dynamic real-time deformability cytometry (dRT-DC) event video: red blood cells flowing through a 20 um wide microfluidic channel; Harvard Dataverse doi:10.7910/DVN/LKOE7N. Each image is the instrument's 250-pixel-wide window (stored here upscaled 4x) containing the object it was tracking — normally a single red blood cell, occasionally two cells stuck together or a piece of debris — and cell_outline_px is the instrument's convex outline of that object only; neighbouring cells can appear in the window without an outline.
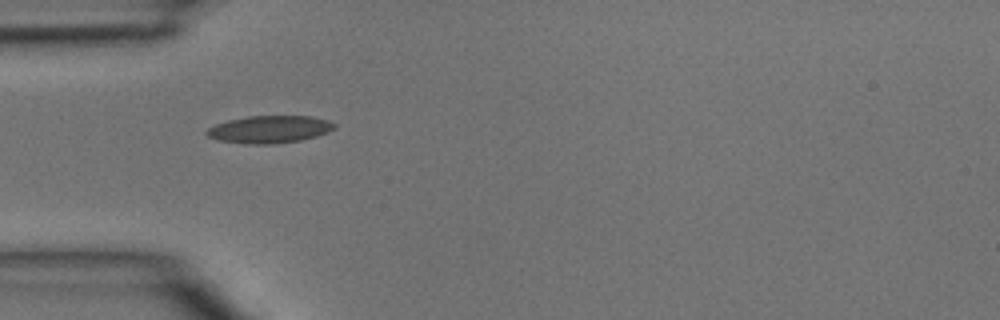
{"species": "common noctule bat (a hibernating species)", "species_latin": "Nyctalus noctula", "temperature_condition": "room temperature", "stored_images_in_passage": 2, "camera_frame_rate_fps": 3000, "um_per_image_px": 0.085, "animal": {"sex": "male", "body_mass_g": 15.6}, "frame": {"image": 1, "passage_image": 1, "time_ms": 0.0, "image_size_px": [1000, 320], "cell_outline_px": [[336, 128], [328, 132], [316, 136], [300, 140], [276, 144], [248, 144], [220, 140], [208, 136], [204, 132], [208, 128], [216, 124], [228, 120], [248, 116], [312, 116], [328, 120], [336, 124]], "centroid_in_image_um": [22.93, 10.99], "position_along_channel_um": 62.1, "area_um2": 20.4}}
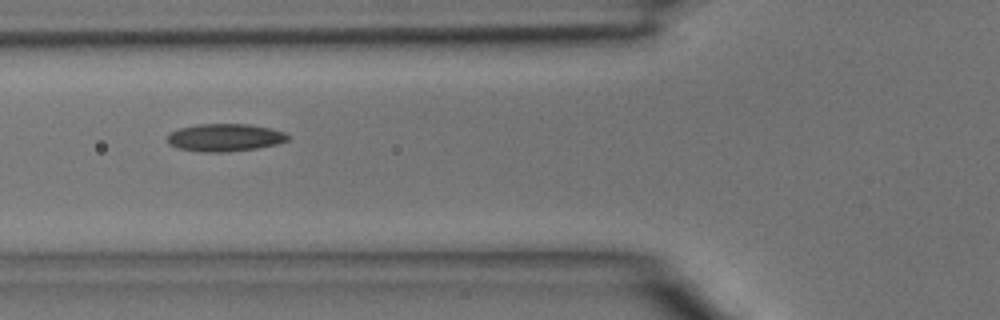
{"frame": {"image": 2, "passage_image": 2, "time_ms": 0.333, "image_size_px": [1000, 320], "cell_outline_px": [[292, 136], [288, 140], [276, 144], [256, 148], [224, 152], [200, 152], [180, 148], [168, 144], [168, 136], [172, 132], [180, 128], [196, 124], [248, 124], [272, 128], [284, 132]], "centroid_in_image_um": [19.15, 11.68], "position_along_channel_um": 106.7, "area_um2": 19.36}}